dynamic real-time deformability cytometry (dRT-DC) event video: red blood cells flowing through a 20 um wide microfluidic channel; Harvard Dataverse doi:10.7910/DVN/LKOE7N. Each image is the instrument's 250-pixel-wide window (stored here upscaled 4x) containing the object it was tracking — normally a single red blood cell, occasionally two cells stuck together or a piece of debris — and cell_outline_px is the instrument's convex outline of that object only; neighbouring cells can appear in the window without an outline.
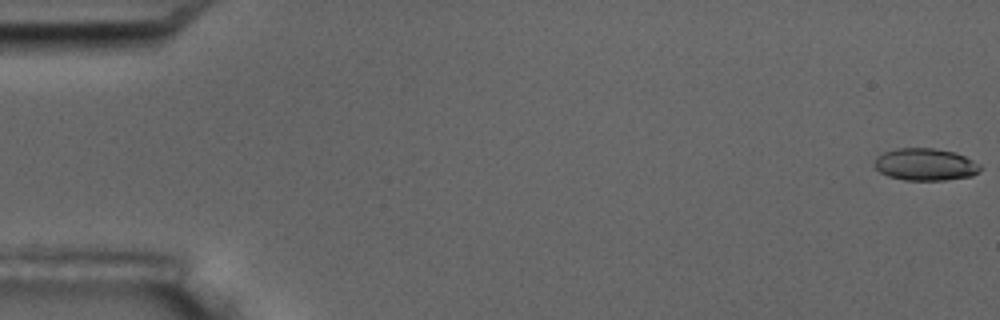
{"species": "common noctule bat (a hibernating species)", "species_latin": "Nyctalus noctula", "temperature_condition": "room temperature", "stored_images_in_passage": 9, "camera_frame_rate_fps": 3000, "um_per_image_px": 0.085, "animal": {"sex": "male", "body_mass_g": 17.5, "forearm_length_mm": 52.3}, "frame": {"image": 1, "passage_image": 1, "time_ms": 0.0, "image_size_px": [1000, 320], "cell_outline_px": [[980, 172], [972, 176], [944, 180], [904, 180], [888, 176], [880, 172], [872, 164], [876, 156], [884, 152], [896, 148], [936, 148], [956, 152], [980, 164]], "centroid_in_image_um": [78.63, 13.97], "position_along_channel_um": 6.4, "area_um2": 20.06}}
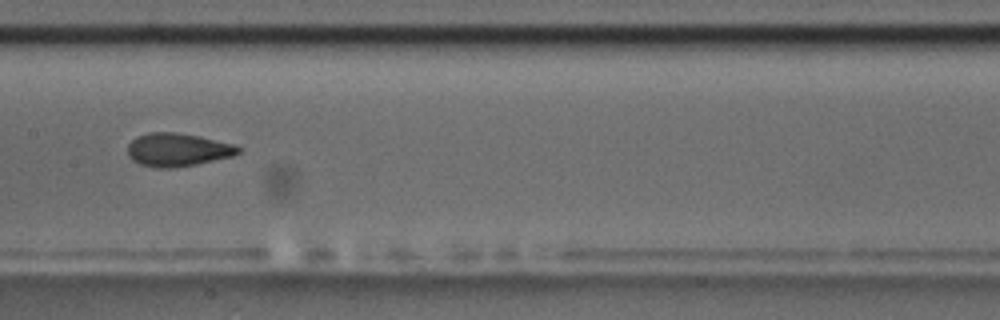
{"frame": {"image": 2, "passage_image": 9, "time_ms": 9.333, "image_size_px": [1000, 320], "cell_outline_px": [[240, 152], [232, 156], [196, 164], [172, 168], [156, 168], [140, 164], [132, 160], [128, 156], [128, 144], [136, 136], [148, 132], [176, 132], [200, 136], [232, 144], [240, 148]], "centroid_in_image_um": [15.05, 12.72], "position_along_channel_um": 192.3, "area_um2": 21.39}}